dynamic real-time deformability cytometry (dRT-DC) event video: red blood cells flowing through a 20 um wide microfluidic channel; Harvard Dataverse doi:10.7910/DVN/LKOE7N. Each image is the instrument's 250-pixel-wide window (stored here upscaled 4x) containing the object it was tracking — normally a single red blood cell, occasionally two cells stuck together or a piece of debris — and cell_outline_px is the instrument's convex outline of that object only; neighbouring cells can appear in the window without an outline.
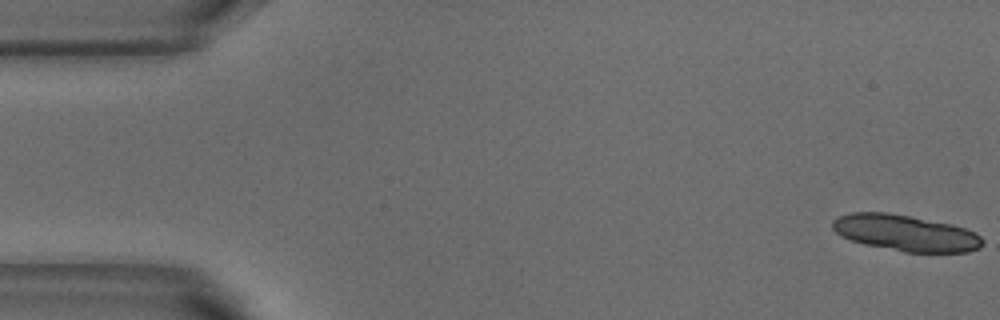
{"species": "common noctule bat (a hibernating species)", "species_latin": "Nyctalus noctula", "temperature_condition": "warm", "stored_images_in_passage": 3, "camera_frame_rate_fps": 3000, "um_per_image_px": 0.085, "animal": {"sex": "male", "body_mass_g": 18.8}, "frame": {"image": 1, "passage_image": 1, "time_ms": 0.0, "image_size_px": [1000, 320], "cell_outline_px": [[984, 244], [980, 248], [968, 252], [904, 252], [864, 244], [840, 236], [832, 228], [832, 220], [840, 216], [852, 212], [884, 212], [912, 216], [952, 224], [976, 232], [984, 240]], "centroid_in_image_um": [76.99, 19.8], "position_along_channel_um": 8.0, "area_um2": 31.79}}